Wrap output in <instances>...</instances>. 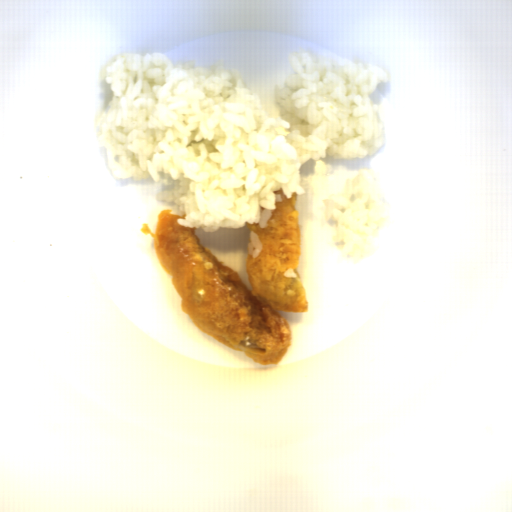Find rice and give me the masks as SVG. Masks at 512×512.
<instances>
[{
	"mask_svg": "<svg viewBox=\"0 0 512 512\" xmlns=\"http://www.w3.org/2000/svg\"><path fill=\"white\" fill-rule=\"evenodd\" d=\"M342 200L323 198L322 217L333 230L336 249L347 247V258L375 254L379 231L390 221L389 203L377 181L376 171L358 169L342 185Z\"/></svg>",
	"mask_w": 512,
	"mask_h": 512,
	"instance_id": "2",
	"label": "rice"
},
{
	"mask_svg": "<svg viewBox=\"0 0 512 512\" xmlns=\"http://www.w3.org/2000/svg\"><path fill=\"white\" fill-rule=\"evenodd\" d=\"M296 73L274 86L278 115L223 61L196 65L161 52L117 53L107 65L112 91L96 118L97 143L116 180L161 172L181 180L156 199L176 204L181 226L206 233L265 228L282 202L306 189L320 195L332 165L320 158L365 159L384 144L378 105L369 97L390 74L352 54L291 51Z\"/></svg>",
	"mask_w": 512,
	"mask_h": 512,
	"instance_id": "1",
	"label": "rice"
}]
</instances>
